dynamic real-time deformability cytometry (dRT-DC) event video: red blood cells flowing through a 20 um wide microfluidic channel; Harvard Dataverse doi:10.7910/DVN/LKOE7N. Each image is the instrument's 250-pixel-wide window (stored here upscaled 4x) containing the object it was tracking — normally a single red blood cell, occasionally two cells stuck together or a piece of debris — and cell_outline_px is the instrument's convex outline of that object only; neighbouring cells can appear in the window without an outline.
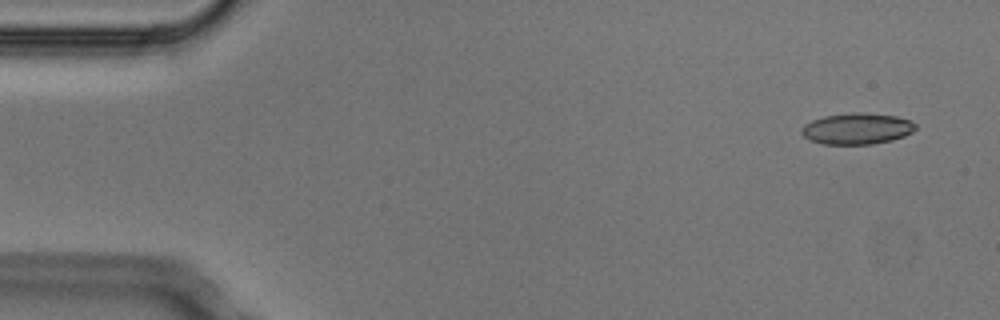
{"species": "Egyptian fruit bat (a non-hibernating species)", "species_latin": "Rousettus aegyptiacus", "temperature_condition": "cold", "stored_images_in_passage": 5, "camera_frame_rate_fps": 3000, "um_per_image_px": 0.085, "animal": {"sex": "male"}, "frame": {"image": 1, "passage_image": 1, "time_ms": 0.0, "image_size_px": [1000, 320], "cell_outline_px": [[916, 128], [912, 132], [904, 136], [892, 140], [872, 144], [824, 144], [808, 140], [800, 132], [800, 128], [804, 124], [812, 120], [824, 116], [852, 112], [860, 112], [896, 116], [908, 120], [916, 124]], "centroid_in_image_um": [72.81, 10.94], "position_along_channel_um": 12.2, "area_um2": 20.81}}
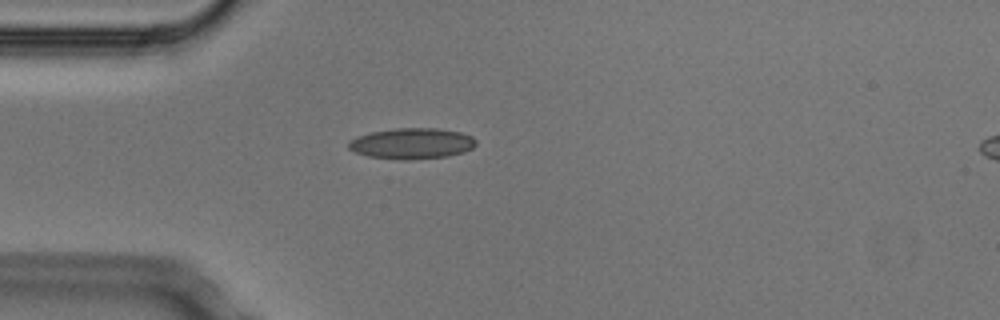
{"frame": {"image": 2, "passage_image": 4, "time_ms": 1.0, "image_size_px": [1000, 320], "cell_outline_px": [[476, 144], [472, 148], [464, 152], [448, 156], [408, 160], [404, 160], [368, 156], [356, 152], [348, 148], [348, 140], [356, 136], [372, 132], [396, 128], [436, 128], [460, 132], [472, 136], [476, 140]], "centroid_in_image_um": [35.0, 12.19], "position_along_channel_um": 50.0, "area_um2": 22.95}}